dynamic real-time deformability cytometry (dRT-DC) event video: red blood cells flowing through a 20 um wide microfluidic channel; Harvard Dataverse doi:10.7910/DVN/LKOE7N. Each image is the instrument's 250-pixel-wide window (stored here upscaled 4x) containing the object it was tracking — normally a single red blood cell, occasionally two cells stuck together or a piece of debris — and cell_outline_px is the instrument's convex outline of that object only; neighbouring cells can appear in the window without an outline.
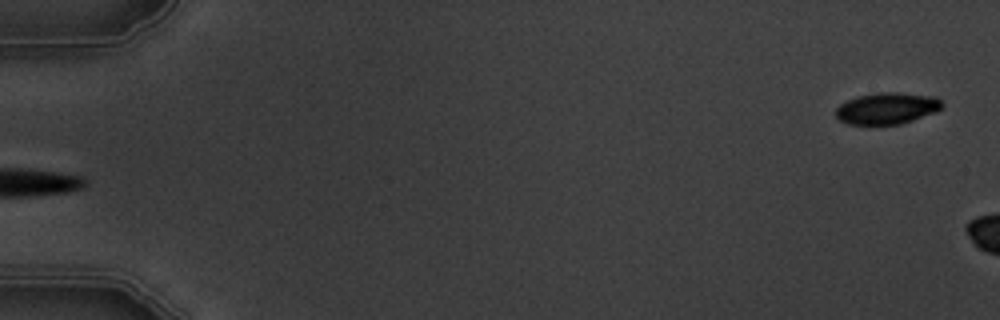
{"species": "common noctule bat (a hibernating species)", "species_latin": "Nyctalus noctula", "temperature_condition": "warm", "stored_images_in_passage": 4, "segment_of_instrument_passage": [2, 2], "camera_frame_rate_fps": 3000, "um_per_image_px": 0.085, "animal": {"sex": "male", "body_mass_g": 19.5, "forearm_length_mm": 54.6}, "frame": {"image": 1, "passage_image": 4, "time_ms": 4.333, "image_size_px": [1000, 320], "cell_outline_px": [[944, 104], [936, 112], [900, 124], [848, 124], [840, 120], [836, 116], [836, 108], [840, 104], [856, 96], [880, 92], [896, 92], [936, 96]], "centroid_in_image_um": [75.4, 9.2], "position_along_channel_um": 9.6, "area_um2": 19.48}}